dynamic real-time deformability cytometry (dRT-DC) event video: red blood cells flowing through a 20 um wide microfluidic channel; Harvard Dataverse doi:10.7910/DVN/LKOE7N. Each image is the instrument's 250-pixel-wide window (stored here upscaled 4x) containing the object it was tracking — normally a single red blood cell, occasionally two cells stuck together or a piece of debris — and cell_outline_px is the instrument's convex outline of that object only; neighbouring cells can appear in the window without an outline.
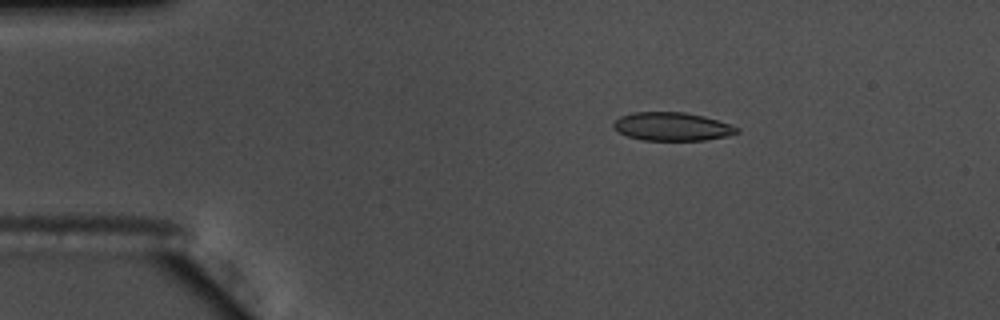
{"species": "common noctule bat (a hibernating species)", "species_latin": "Nyctalus noctula", "temperature_condition": "warm", "stored_images_in_passage": 47, "camera_frame_rate_fps": 3000, "um_per_image_px": 0.085, "animal": {"sex": "male", "body_mass_g": 17.5, "forearm_length_mm": 52.3}, "frame": {"image": 1, "passage_image": 1, "time_ms": 0.0, "image_size_px": [1000, 320], "cell_outline_px": [[740, 132], [728, 136], [704, 140], [644, 140], [628, 136], [612, 128], [612, 124], [620, 116], [632, 112], [684, 112], [704, 116], [740, 128]], "centroid_in_image_um": [57.12, 10.75], "position_along_channel_um": 27.9, "area_um2": 20.35}}
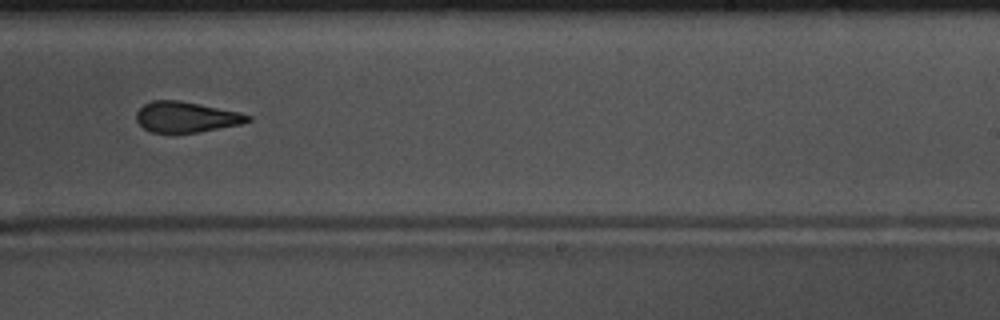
{"frame": {"image": 2, "passage_image": 26, "time_ms": 8.333, "image_size_px": [1000, 320], "cell_outline_px": [[252, 120], [240, 124], [196, 132], [152, 132], [144, 128], [136, 120], [136, 112], [144, 104], [152, 100], [180, 100], [240, 112], [252, 116]], "centroid_in_image_um": [15.82, 9.93], "position_along_channel_um": 273.2, "area_um2": 19.71}}
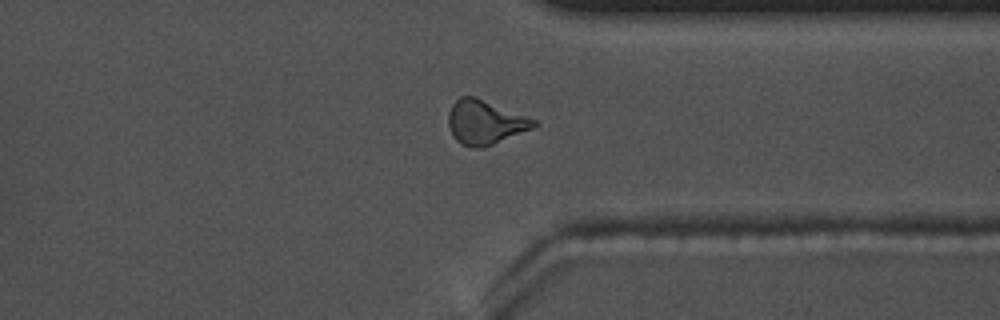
{"frame": {"image": 3, "passage_image": 34, "time_ms": 11.0, "image_size_px": [1000, 320], "cell_outline_px": [[540, 124], [532, 128], [484, 148], [472, 148], [460, 144], [452, 136], [448, 124], [448, 112], [452, 104], [460, 96], [476, 96], [536, 120]], "centroid_in_image_um": [41.2, 10.4], "position_along_channel_um": 370.2, "area_um2": 22.14}, "authors_computed_cell_mechanics": {"area_um2": 20.808, "velocity_mm_per_s": 3.6809, "shape_relaxation_time_tau1_ms": 6.2413, "shape_relaxation_time_tau2_ms": 2.1936, "deformation_change_tau1": 0.1884, "deformation_change_tau2": 0.1042}}